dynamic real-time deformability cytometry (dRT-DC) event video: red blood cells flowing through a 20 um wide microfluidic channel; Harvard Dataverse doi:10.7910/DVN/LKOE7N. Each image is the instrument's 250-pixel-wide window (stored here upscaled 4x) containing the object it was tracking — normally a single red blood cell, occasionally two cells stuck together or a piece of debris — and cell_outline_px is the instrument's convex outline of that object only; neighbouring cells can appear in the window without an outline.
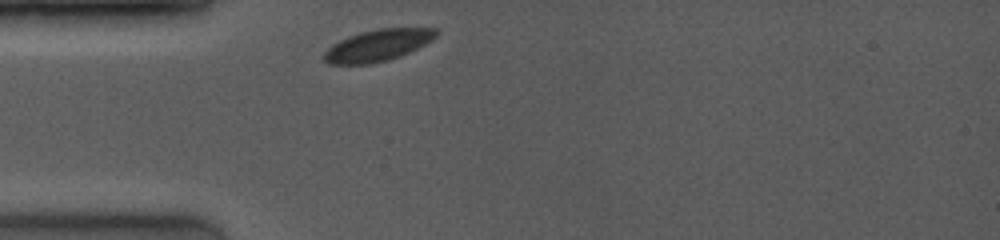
{"species": "common noctule bat (a hibernating species)", "species_latin": "Nyctalus noctula", "temperature_condition": "room temperature", "stored_images_in_passage": 4, "camera_frame_rate_fps": 4000, "um_per_image_px": 0.085, "animal": {"sex": "female", "body_mass_g": 19.0, "forearm_length_mm": 53.3}, "frame": {"image": 1, "passage_image": 1, "time_ms": 0.0, "image_size_px": [1000, 240], "cell_outline_px": [[440, 32], [432, 40], [400, 56], [388, 60], [368, 64], [328, 64], [324, 60], [324, 52], [332, 44], [348, 36], [360, 32], [376, 28], [436, 28]], "centroid_in_image_um": [32.1, 3.84], "position_along_channel_um": 52.9, "area_um2": 20.63}}
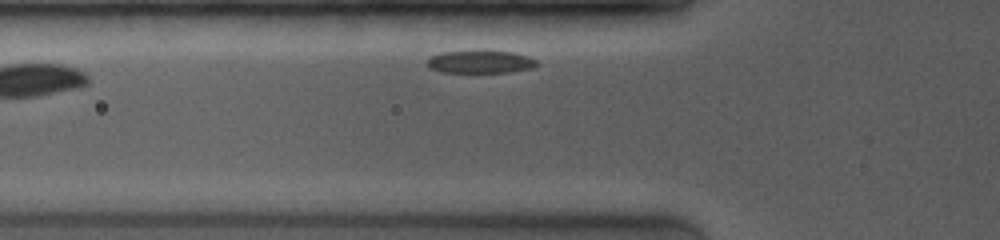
{"frame": {"image": 2, "passage_image": 4, "time_ms": 2.0, "image_size_px": [1000, 240], "cell_outline_px": [[540, 64], [536, 68], [508, 72], [440, 72], [432, 68], [428, 64], [428, 60], [432, 56], [444, 52], [512, 52], [528, 56], [536, 60]], "centroid_in_image_um": [40.93, 5.28], "position_along_channel_um": 84.9, "area_um2": 14.1}}